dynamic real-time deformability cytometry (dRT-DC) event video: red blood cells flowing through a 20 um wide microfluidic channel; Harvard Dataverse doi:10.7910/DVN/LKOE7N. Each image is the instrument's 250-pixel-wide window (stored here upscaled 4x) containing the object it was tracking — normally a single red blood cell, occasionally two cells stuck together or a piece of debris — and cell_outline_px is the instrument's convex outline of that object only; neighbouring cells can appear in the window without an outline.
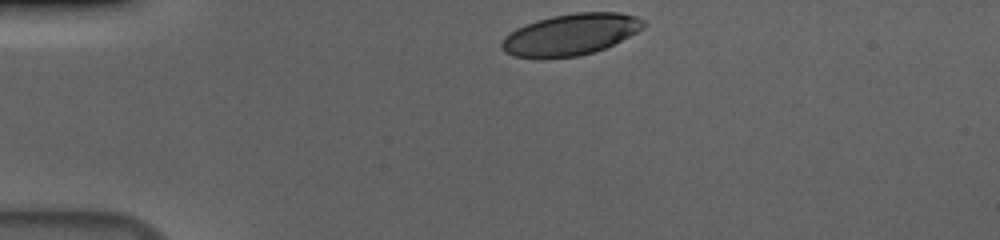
{"species": "human", "species_latin": "Homo sapiens", "temperature_condition": "cold", "stored_images_in_passage": 35, "camera_frame_rate_fps": 3000, "um_per_image_px": 0.085, "donor": {"sex": "male"}, "frame": {"image": 1, "passage_image": 1, "time_ms": 0.0, "image_size_px": [1000, 240], "cell_outline_px": [[648, 24], [644, 28], [604, 48], [580, 56], [544, 60], [540, 60], [512, 56], [504, 52], [500, 48], [500, 44], [504, 36], [516, 28], [524, 24], [536, 20], [552, 16], [576, 12], [620, 12], [636, 16], [644, 20]], "centroid_in_image_um": [48.44, 2.95], "position_along_channel_um": 36.6, "area_um2": 34.91}}
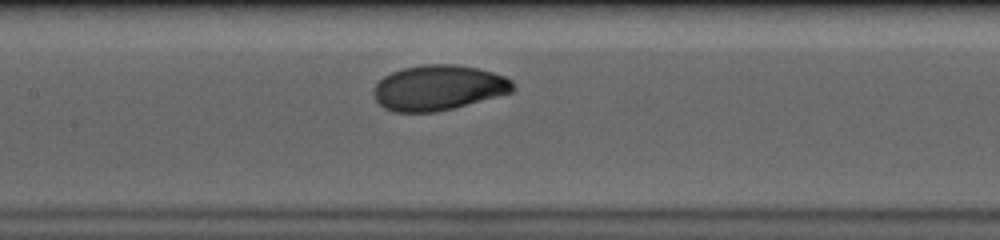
{"frame": {"image": 2, "passage_image": 16, "time_ms": 5.0, "image_size_px": [1000, 240], "cell_outline_px": [[516, 88], [512, 92], [452, 108], [436, 112], [392, 112], [384, 108], [376, 100], [372, 92], [372, 88], [384, 76], [392, 72], [404, 68], [424, 64], [456, 64], [480, 68], [504, 76], [512, 80]], "centroid_in_image_um": [37.26, 7.45], "position_along_channel_um": 170.1, "area_um2": 36.76}}
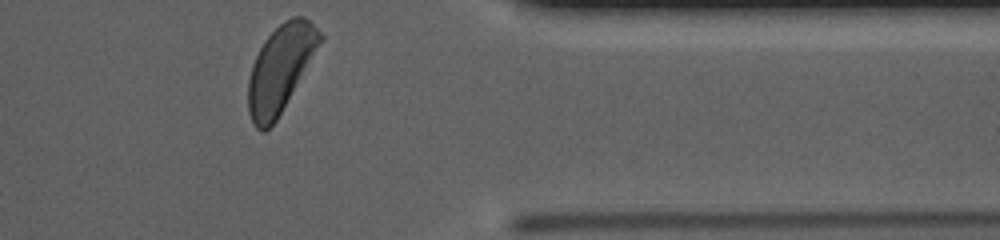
{"frame": {"image": 3, "passage_image": 35, "time_ms": 11.333, "image_size_px": [1000, 240], "cell_outline_px": [[324, 40], [276, 120], [264, 132], [260, 132], [252, 124], [248, 112], [248, 80], [252, 64], [264, 40], [284, 20], [292, 16], [304, 16], [324, 36]], "centroid_in_image_um": [23.83, 5.84], "position_along_channel_um": 387.6, "area_um2": 36.18}, "authors_computed_cell_mechanics": {"area_um2": 36.4718, "velocity_mm_per_s": 3.6446, "shape_relaxation_time_tau1_ms": 3.5769, "shape_relaxation_time_tau2_ms": null, "deformation_change_tau1": 0.1644, "deformation_change_tau2": null}}